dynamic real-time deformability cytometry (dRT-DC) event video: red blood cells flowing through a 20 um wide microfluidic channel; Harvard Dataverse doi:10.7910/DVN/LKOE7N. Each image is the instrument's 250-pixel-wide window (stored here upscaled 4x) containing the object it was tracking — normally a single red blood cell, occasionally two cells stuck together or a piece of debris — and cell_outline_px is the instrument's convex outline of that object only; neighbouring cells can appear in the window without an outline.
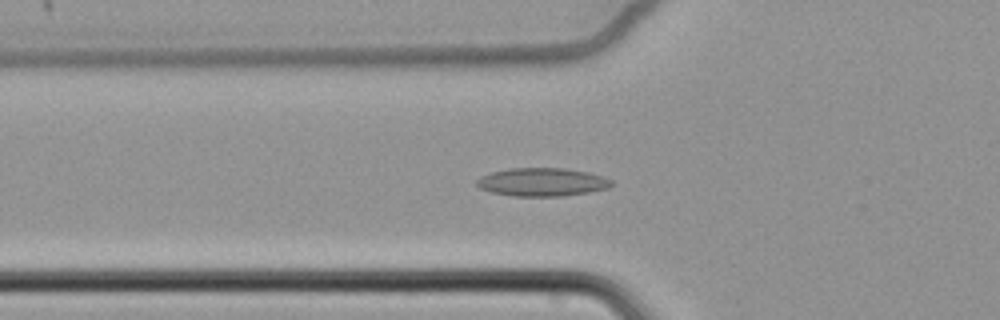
{"species": "common noctule bat (a hibernating species)", "species_latin": "Nyctalus noctula", "temperature_condition": "cold", "stored_images_in_passage": 35, "camera_frame_rate_fps": 3000, "um_per_image_px": 0.085, "animal": {"sex": "female", "body_mass_g": 22.7, "forearm_length_mm": 54.2}, "frame": {"image": 1, "passage_image": 3, "time_ms": 0.667, "image_size_px": [1000, 320], "cell_outline_px": [[616, 184], [608, 188], [588, 192], [564, 196], [512, 196], [492, 192], [480, 188], [476, 184], [476, 180], [480, 176], [492, 172], [508, 168], [564, 168], [588, 172], [604, 176], [612, 180]], "centroid_in_image_um": [46.11, 15.47], "position_along_channel_um": 79.7, "area_um2": 22.37}}
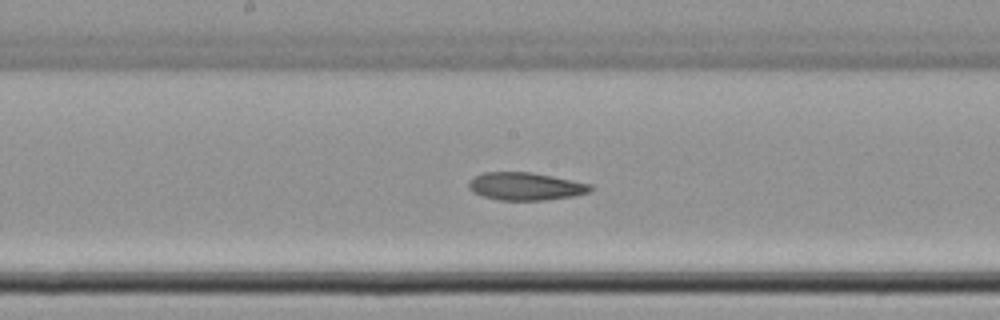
{"frame": {"image": 2, "passage_image": 14, "time_ms": 4.333, "image_size_px": [1000, 320], "cell_outline_px": [[592, 192], [576, 196], [544, 200], [500, 200], [484, 196], [472, 192], [468, 188], [468, 180], [484, 172], [532, 172], [592, 184]], "centroid_in_image_um": [44.69, 15.84], "position_along_channel_um": 203.5, "area_um2": 19.83}}
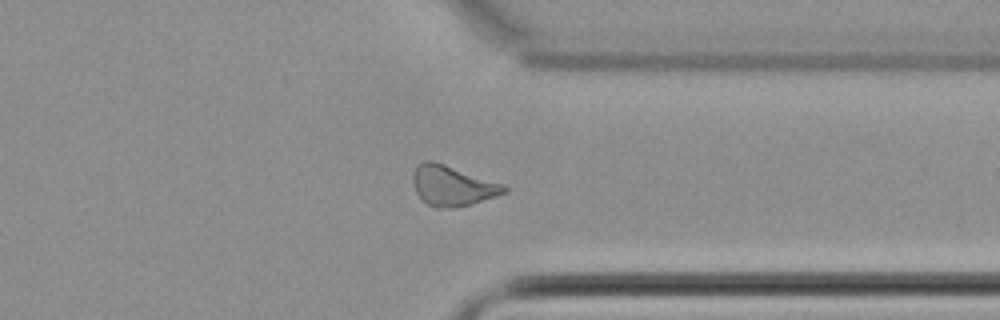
{"frame": {"image": 3, "passage_image": 29, "time_ms": 9.333, "image_size_px": [1000, 320], "cell_outline_px": [[508, 192], [496, 196], [456, 208], [436, 208], [428, 204], [416, 192], [412, 180], [412, 172], [416, 164], [424, 160], [432, 160], [504, 184], [508, 188]], "centroid_in_image_um": [38.43, 15.77], "position_along_channel_um": 373.0, "area_um2": 21.39}}